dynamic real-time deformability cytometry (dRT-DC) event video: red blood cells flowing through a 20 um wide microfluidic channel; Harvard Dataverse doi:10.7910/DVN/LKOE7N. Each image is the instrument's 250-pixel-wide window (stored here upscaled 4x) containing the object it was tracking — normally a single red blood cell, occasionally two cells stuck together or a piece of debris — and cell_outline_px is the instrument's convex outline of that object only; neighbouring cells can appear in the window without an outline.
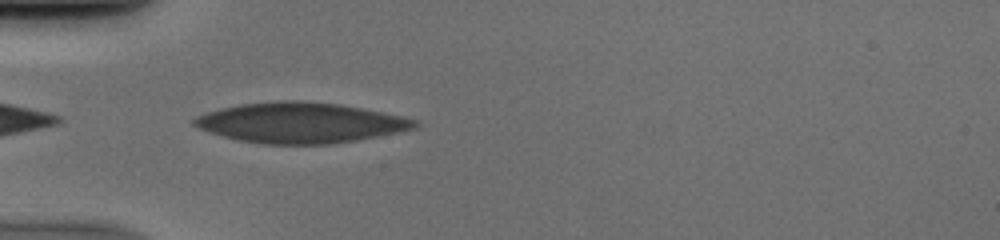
{"species": "human", "species_latin": "Homo sapiens", "temperature_condition": "cold", "stored_images_in_passage": 34, "camera_frame_rate_fps": 3000, "um_per_image_px": 0.085, "donor": {"sex": "male"}, "frame": {"image": 1, "passage_image": 1, "time_ms": 0.0, "image_size_px": [1000, 240], "cell_outline_px": [[420, 124], [416, 128], [400, 132], [356, 140], [328, 144], [264, 144], [240, 140], [224, 136], [200, 128], [192, 124], [192, 120], [196, 116], [208, 112], [240, 104], [280, 100], [300, 100], [340, 104], [400, 116], [416, 120]], "centroid_in_image_um": [25.55, 10.43], "position_along_channel_um": 59.4, "area_um2": 51.44}}
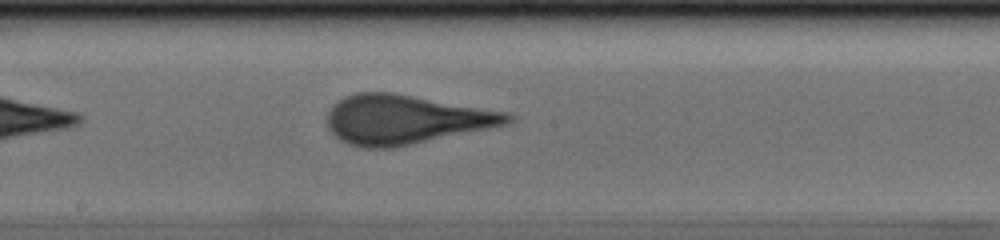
{"frame": {"image": 2, "passage_image": 13, "time_ms": 4.0, "image_size_px": [1000, 240], "cell_outline_px": [[516, 116], [508, 124], [412, 144], [392, 148], [360, 148], [348, 144], [340, 140], [328, 128], [328, 112], [344, 96], [356, 92], [392, 92], [508, 112]], "centroid_in_image_um": [34.47, 10.16], "position_along_channel_um": 213.7, "area_um2": 51.5}}
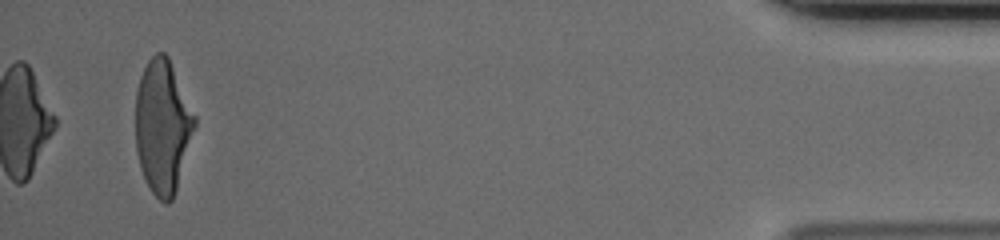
{"frame": {"image": 3, "passage_image": 34, "time_ms": 11.0, "image_size_px": [1000, 240], "cell_outline_px": [[196, 124], [176, 192], [172, 200], [168, 204], [164, 204], [152, 192], [144, 180], [140, 168], [136, 152], [136, 92], [140, 76], [148, 60], [156, 52], [164, 52], [168, 56], [196, 116]], "centroid_in_image_um": [13.82, 10.77], "position_along_channel_um": 421.4, "area_um2": 46.24}}